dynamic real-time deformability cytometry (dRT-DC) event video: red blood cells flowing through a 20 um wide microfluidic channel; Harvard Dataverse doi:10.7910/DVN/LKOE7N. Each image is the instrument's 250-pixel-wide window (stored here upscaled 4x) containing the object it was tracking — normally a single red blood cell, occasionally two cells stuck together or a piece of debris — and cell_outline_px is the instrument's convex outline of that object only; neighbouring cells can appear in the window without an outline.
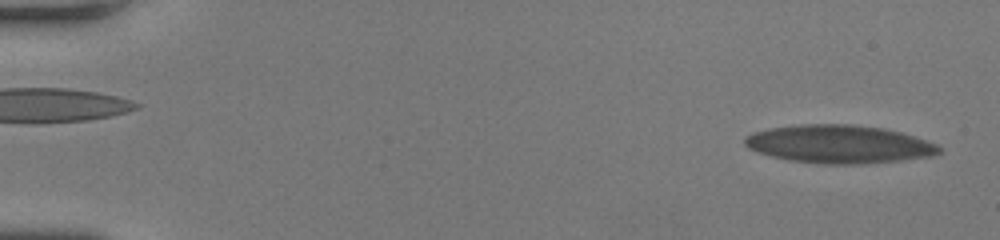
{"species": "human", "species_latin": "Homo sapiens", "temperature_condition": "room temperature", "stored_images_in_passage": 54, "camera_frame_rate_fps": 3000, "um_per_image_px": 0.085, "donor": {"sex": "female"}, "frame": {"image": 1, "passage_image": 2, "time_ms": 0.333, "image_size_px": [1000, 240], "cell_outline_px": [[940, 152], [932, 156], [900, 160], [860, 164], [824, 164], [788, 160], [756, 152], [748, 148], [744, 144], [744, 136], [752, 132], [768, 128], [800, 124], [852, 124], [884, 128], [900, 132], [936, 144], [940, 148]], "centroid_in_image_um": [71.25, 12.25], "position_along_channel_um": 13.7, "area_um2": 43.23}}
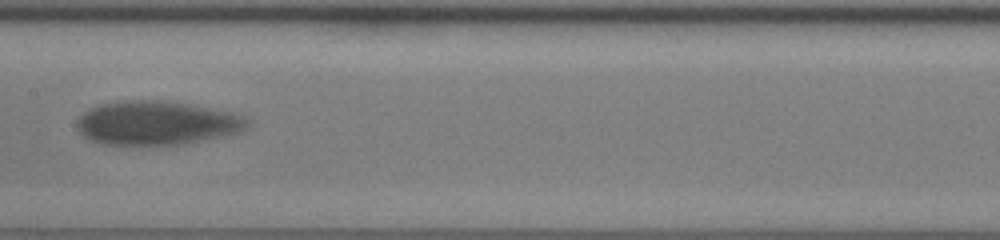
{"frame": {"image": 2, "passage_image": 30, "time_ms": 9.667, "image_size_px": [1000, 240], "cell_outline_px": [[248, 128], [240, 132], [224, 136], [184, 144], [104, 144], [92, 140], [84, 136], [76, 128], [76, 124], [80, 116], [88, 108], [104, 104], [128, 100], [160, 100], [188, 104], [228, 112], [244, 116], [248, 120]], "centroid_in_image_um": [13.32, 10.45], "position_along_channel_um": 194.1, "area_um2": 43.18}}
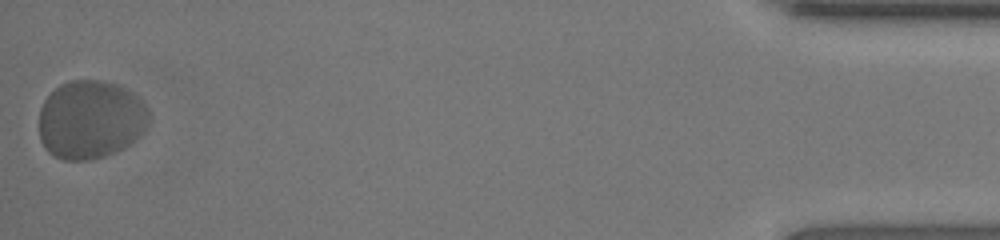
{"frame": {"image": 3, "passage_image": 54, "time_ms": 17.667, "image_size_px": [1000, 240], "cell_outline_px": [[148, 124], [144, 132], [136, 140], [124, 148], [104, 156], [88, 160], [64, 160], [52, 156], [44, 148], [40, 140], [40, 108], [44, 100], [60, 84], [68, 80], [100, 80], [116, 84], [124, 88], [144, 100], [148, 108]], "centroid_in_image_um": [7.71, 10.17], "position_along_channel_um": 427.5, "area_um2": 50.75}, "authors_computed_cell_mechanics": {"area_um2": 44.1881, "velocity_mm_per_s": 3.9856, "shape_relaxation_time_tau1_ms": 2.5726, "shape_relaxation_time_tau2_ms": null, "deformation_change_tau1": 0.1299, "deformation_change_tau2": null}}